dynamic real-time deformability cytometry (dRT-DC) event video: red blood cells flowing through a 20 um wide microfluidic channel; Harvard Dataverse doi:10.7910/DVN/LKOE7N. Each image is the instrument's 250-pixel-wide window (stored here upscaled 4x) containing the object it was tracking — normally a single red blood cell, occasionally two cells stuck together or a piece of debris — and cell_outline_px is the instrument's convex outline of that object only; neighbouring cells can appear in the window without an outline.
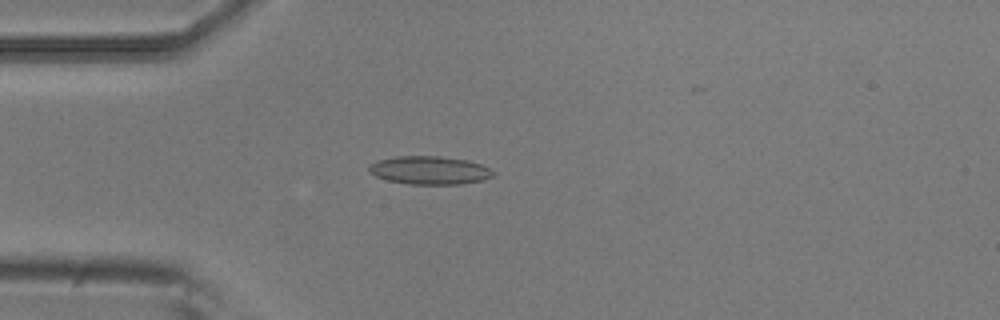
{"species": "common noctule bat (a hibernating species)", "species_latin": "Nyctalus noctula", "temperature_condition": "room temperature", "stored_images_in_passage": 1, "camera_frame_rate_fps": 3000, "um_per_image_px": 0.085, "animal": {"sex": "male", "body_mass_g": 20.5, "forearm_length_mm": 52.5}, "frame": {"image": 1, "passage_image": 1, "time_ms": 0.0, "image_size_px": [1000, 320], "cell_outline_px": [[496, 172], [492, 176], [480, 180], [460, 184], [408, 184], [388, 180], [376, 176], [368, 172], [368, 168], [376, 160], [396, 156], [440, 156], [468, 160], [480, 164]], "centroid_in_image_um": [36.49, 14.46], "position_along_channel_um": 48.5, "area_um2": 20.35}}